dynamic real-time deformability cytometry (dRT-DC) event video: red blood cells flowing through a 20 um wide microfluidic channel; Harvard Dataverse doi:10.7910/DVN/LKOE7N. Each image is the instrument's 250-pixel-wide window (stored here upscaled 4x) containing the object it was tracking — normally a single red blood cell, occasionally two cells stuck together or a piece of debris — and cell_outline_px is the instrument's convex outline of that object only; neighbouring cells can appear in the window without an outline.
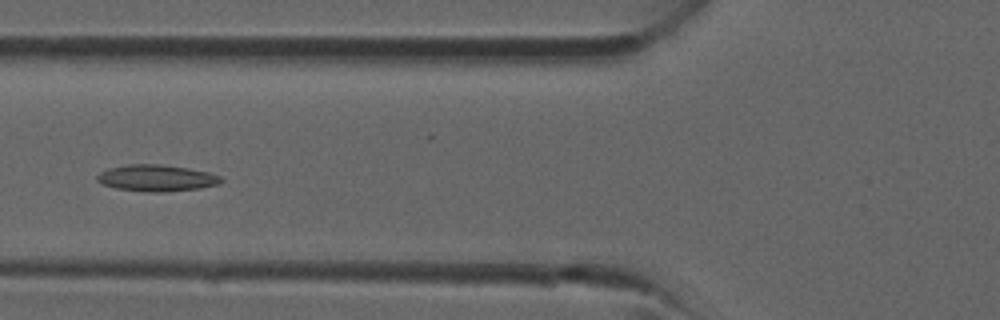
{"species": "common noctule bat (a hibernating species)", "species_latin": "Nyctalus noctula", "temperature_condition": "room temperature", "stored_images_in_passage": 26, "camera_frame_rate_fps": 3000, "um_per_image_px": 0.085, "animal": {"sex": "male", "forearm_length_mm": 52.5}, "frame": {"image": 1, "passage_image": 3, "time_ms": 0.667, "image_size_px": [1000, 320], "cell_outline_px": [[224, 180], [220, 184], [200, 188], [164, 192], [148, 192], [116, 188], [104, 184], [96, 180], [96, 176], [100, 172], [108, 168], [128, 164], [160, 164], [188, 168], [208, 172], [220, 176]], "centroid_in_image_um": [13.32, 15.13], "position_along_channel_um": 112.5, "area_um2": 19.19}}
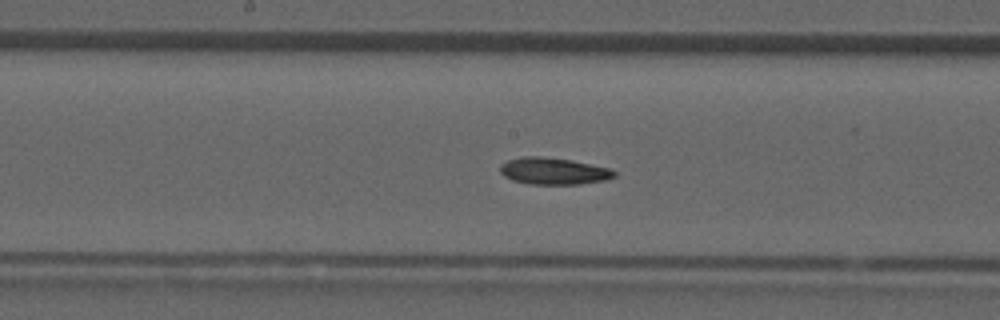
{"frame": {"image": 2, "passage_image": 8, "time_ms": 2.333, "image_size_px": [1000, 320], "cell_outline_px": [[616, 176], [608, 180], [580, 184], [528, 184], [512, 180], [504, 176], [500, 172], [500, 164], [508, 160], [520, 156], [544, 156], [572, 160], [612, 168], [616, 172]], "centroid_in_image_um": [47.07, 14.53], "position_along_channel_um": 201.1, "area_um2": 18.21}}
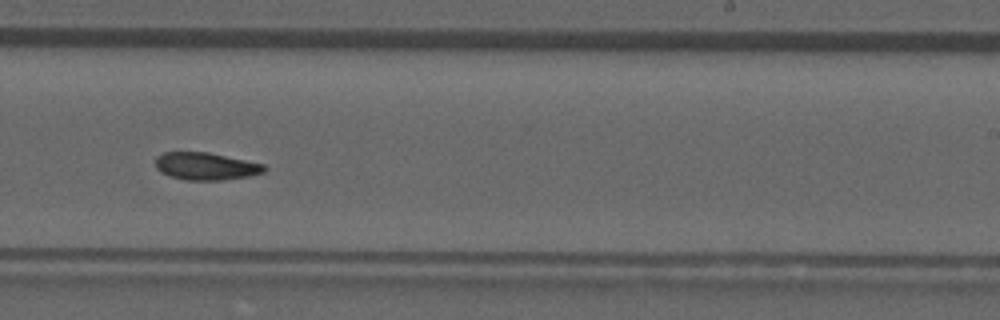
{"frame": {"image": 3, "passage_image": 12, "time_ms": 3.667, "image_size_px": [1000, 320], "cell_outline_px": [[268, 168], [264, 172], [248, 176], [224, 180], [188, 180], [168, 176], [160, 172], [156, 168], [156, 156], [164, 152], [208, 152], [264, 164]], "centroid_in_image_um": [17.48, 14.13], "position_along_channel_um": 271.5, "area_um2": 17.46}}